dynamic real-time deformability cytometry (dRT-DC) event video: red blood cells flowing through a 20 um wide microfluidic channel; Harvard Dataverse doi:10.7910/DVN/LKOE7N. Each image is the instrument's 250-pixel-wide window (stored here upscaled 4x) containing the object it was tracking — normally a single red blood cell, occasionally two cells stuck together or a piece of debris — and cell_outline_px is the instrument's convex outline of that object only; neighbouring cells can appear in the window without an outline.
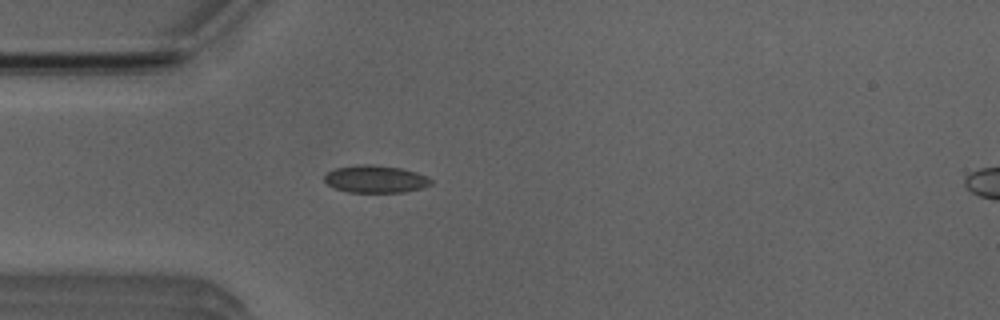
{"species": "Egyptian fruit bat (a non-hibernating species)", "species_latin": "Rousettus aegyptiacus", "temperature_condition": "room temperature", "stored_images_in_passage": 4, "camera_frame_rate_fps": 3000, "um_per_image_px": 0.085, "animal": {"sex": "male"}, "frame": {"image": 1, "passage_image": 3, "time_ms": 3.0, "image_size_px": [1000, 320], "cell_outline_px": [[432, 184], [420, 188], [404, 192], [348, 192], [336, 188], [328, 184], [324, 180], [324, 176], [328, 172], [336, 168], [356, 164], [372, 164], [400, 168], [416, 172], [428, 176], [432, 180]], "centroid_in_image_um": [31.93, 15.21], "position_along_channel_um": 53.1, "area_um2": 16.99}}